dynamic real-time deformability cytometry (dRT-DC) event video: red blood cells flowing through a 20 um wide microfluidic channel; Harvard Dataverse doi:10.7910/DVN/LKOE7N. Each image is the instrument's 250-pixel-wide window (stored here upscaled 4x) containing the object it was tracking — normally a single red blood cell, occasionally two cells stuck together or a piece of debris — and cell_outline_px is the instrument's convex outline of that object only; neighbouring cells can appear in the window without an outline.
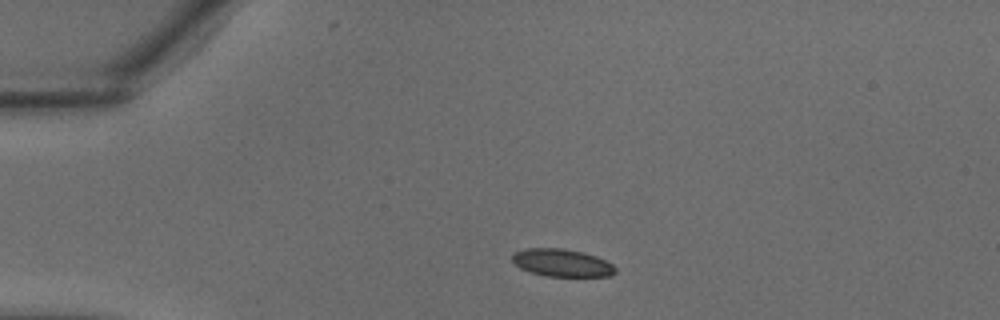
{"species": "common noctule bat (a hibernating species)", "species_latin": "Nyctalus noctula", "temperature_condition": "warm", "stored_images_in_passage": 29, "camera_frame_rate_fps": 3000, "um_per_image_px": 0.085, "animal": {"sex": "male", "body_mass_g": 18.8}, "frame": {"image": 1, "passage_image": 1, "time_ms": 0.0, "image_size_px": [1000, 320], "cell_outline_px": [[616, 272], [608, 276], [544, 276], [520, 268], [512, 260], [512, 256], [516, 252], [524, 248], [564, 248], [584, 252], [596, 256], [612, 264], [616, 268]], "centroid_in_image_um": [47.77, 22.33], "position_along_channel_um": 37.2, "area_um2": 16.53}}
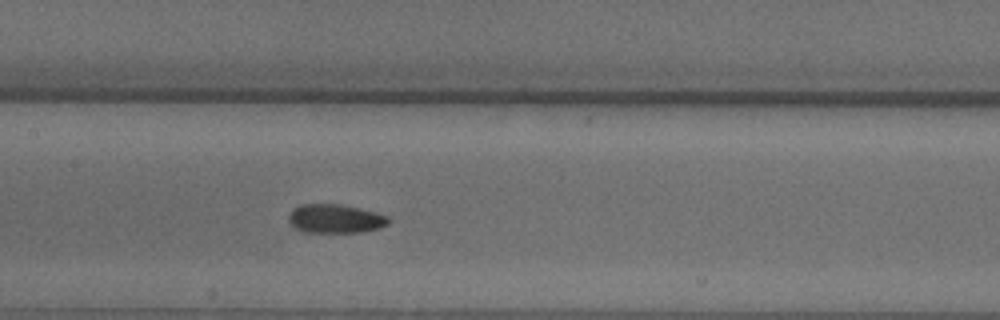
{"frame": {"image": 2, "passage_image": 11, "time_ms": 3.333, "image_size_px": [1000, 320], "cell_outline_px": [[388, 224], [380, 228], [360, 232], [304, 232], [296, 228], [288, 220], [288, 212], [292, 208], [300, 204], [340, 204], [376, 212], [388, 216]], "centroid_in_image_um": [28.47, 18.58], "position_along_channel_um": 178.9, "area_um2": 16.82}}
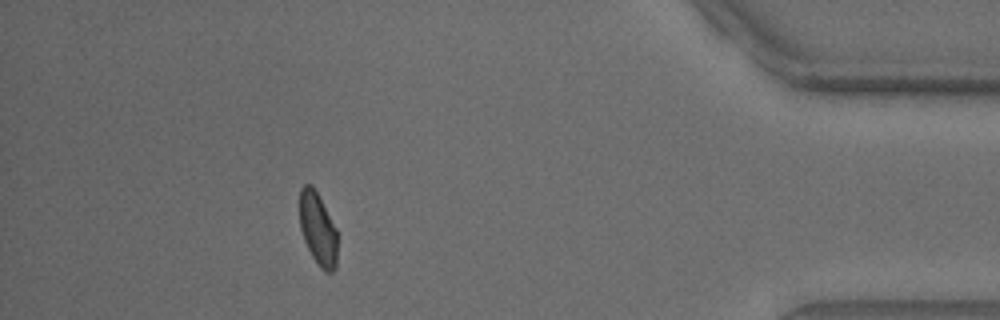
{"frame": {"image": 3, "passage_image": 26, "time_ms": 8.333, "image_size_px": [1000, 320], "cell_outline_px": [[336, 268], [332, 272], [324, 272], [320, 268], [312, 256], [304, 240], [300, 228], [300, 188], [304, 184], [312, 184], [336, 228]], "centroid_in_image_um": [27.01, 19.47], "position_along_channel_um": 408.2, "area_um2": 15.84}}